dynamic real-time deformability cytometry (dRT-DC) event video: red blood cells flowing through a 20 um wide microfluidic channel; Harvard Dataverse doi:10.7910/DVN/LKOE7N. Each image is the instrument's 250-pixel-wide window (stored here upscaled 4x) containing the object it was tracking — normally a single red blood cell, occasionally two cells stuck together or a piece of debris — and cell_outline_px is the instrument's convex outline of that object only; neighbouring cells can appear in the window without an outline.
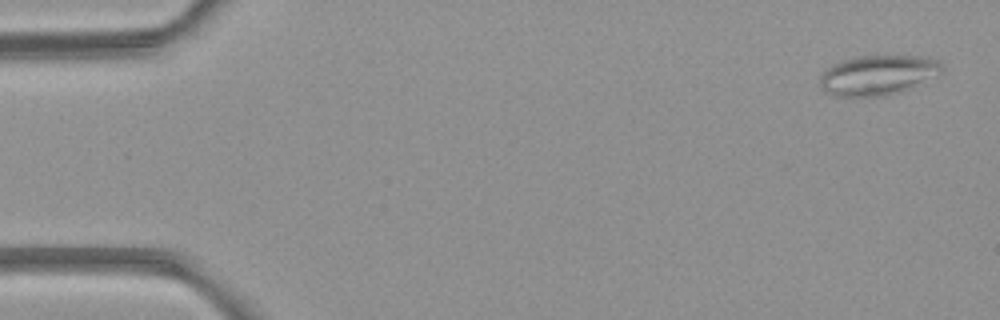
{"species": "common noctule bat (a hibernating species)", "species_latin": "Nyctalus noctula", "temperature_condition": "room temperature", "stored_images_in_passage": 4, "camera_frame_rate_fps": 3000, "um_per_image_px": 0.085, "animal": {"sex": "female", "body_mass_g": 21.9}, "frame": {"image": 1, "passage_image": 1, "time_ms": 0.0, "image_size_px": [1000, 320], "cell_outline_px": [[944, 68], [940, 72], [900, 92], [888, 96], [832, 96], [824, 92], [820, 84], [820, 76], [832, 64], [844, 60], [860, 56], [928, 56], [936, 60]], "centroid_in_image_um": [74.56, 6.39], "position_along_channel_um": 10.4, "area_um2": 27.98}}